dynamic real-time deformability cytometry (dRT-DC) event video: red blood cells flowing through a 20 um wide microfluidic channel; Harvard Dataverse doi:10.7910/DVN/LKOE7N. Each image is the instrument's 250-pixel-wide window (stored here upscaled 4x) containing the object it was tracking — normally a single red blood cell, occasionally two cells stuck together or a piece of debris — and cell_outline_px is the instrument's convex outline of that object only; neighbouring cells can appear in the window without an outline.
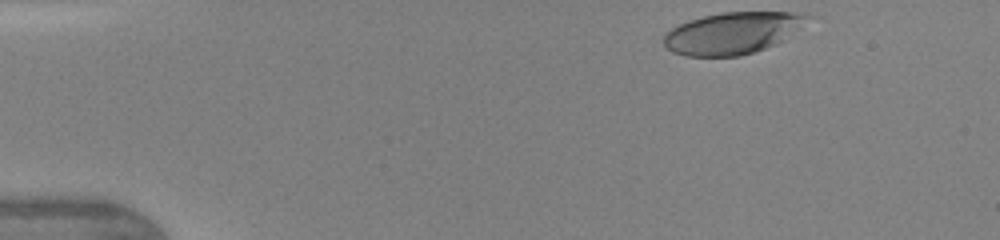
{"species": "human", "species_latin": "Homo sapiens", "temperature_condition": "warm", "stored_images_in_passage": 41, "camera_frame_rate_fps": 3000, "um_per_image_px": 0.085, "donor": {"sex": "female"}, "frame": {"image": 1, "passage_image": 1, "time_ms": 0.0, "image_size_px": [1000, 240], "cell_outline_px": [[812, 16], [776, 44], [740, 56], [684, 56], [672, 52], [664, 44], [664, 32], [688, 20], [720, 12], [804, 12]], "centroid_in_image_um": [62.2, 2.8], "position_along_channel_um": 22.8, "area_um2": 34.62}}
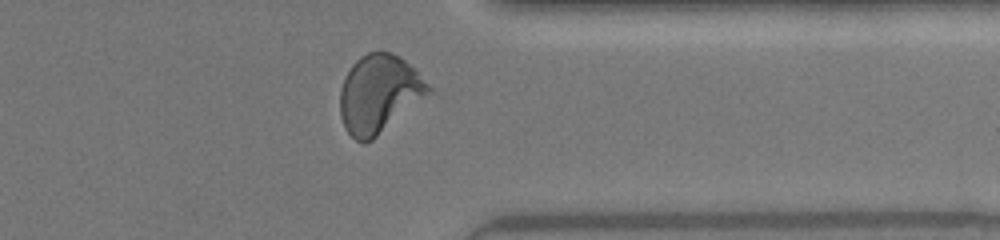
{"frame": {"image": 2, "passage_image": 32, "time_ms": 10.333, "image_size_px": [1000, 240], "cell_outline_px": [[432, 92], [372, 140], [356, 140], [344, 128], [340, 116], [340, 88], [344, 76], [352, 64], [360, 56], [368, 52], [392, 52], [400, 56], [432, 88]], "centroid_in_image_um": [32.19, 7.96], "position_along_channel_um": 379.2, "area_um2": 39.82}}
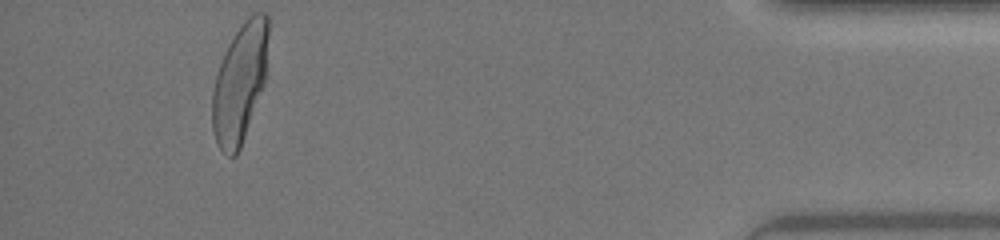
{"frame": {"image": 3, "passage_image": 38, "time_ms": 12.333, "image_size_px": [1000, 240], "cell_outline_px": [[268, 76], [240, 148], [236, 156], [228, 156], [220, 148], [216, 140], [212, 128], [212, 92], [216, 72], [224, 52], [228, 44], [244, 20], [252, 12], [264, 12], [268, 16]], "centroid_in_image_um": [20.41, 7.01], "position_along_channel_um": 414.8, "area_um2": 39.48}, "authors_computed_cell_mechanics": {"area_um2": 39.3618, "velocity_mm_per_s": 4.3823, "shape_relaxation_time_tau1_ms": 5.6035, "shape_relaxation_time_tau2_ms": 0.6559, "deformation_change_tau1": 0.2454, "deformation_change_tau2": 0.0687}}